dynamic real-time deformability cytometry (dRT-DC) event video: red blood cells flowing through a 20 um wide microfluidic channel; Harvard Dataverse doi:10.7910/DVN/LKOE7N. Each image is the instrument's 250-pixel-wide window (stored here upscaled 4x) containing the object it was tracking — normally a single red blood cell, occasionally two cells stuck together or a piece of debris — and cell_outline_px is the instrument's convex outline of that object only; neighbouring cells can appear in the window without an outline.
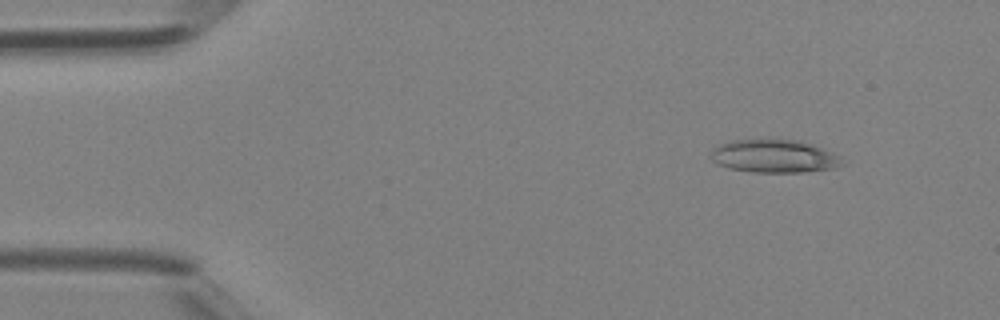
{"species": "Egyptian fruit bat (a non-hibernating species)", "species_latin": "Rousettus aegyptiacus", "temperature_condition": "room temperature", "stored_images_in_passage": 43, "camera_frame_rate_fps": 3000, "um_per_image_px": 0.085, "animal": {"sex": "female"}, "frame": {"image": 1, "passage_image": 5, "time_ms": 1.333, "image_size_px": [1000, 320], "cell_outline_px": [[844, 164], [836, 168], [804, 172], [752, 172], [728, 168], [712, 160], [712, 148], [720, 144], [732, 140], [760, 136], [800, 140], [812, 144], [840, 156]], "centroid_in_image_um": [65.8, 13.23], "position_along_channel_um": 19.2, "area_um2": 26.13}}
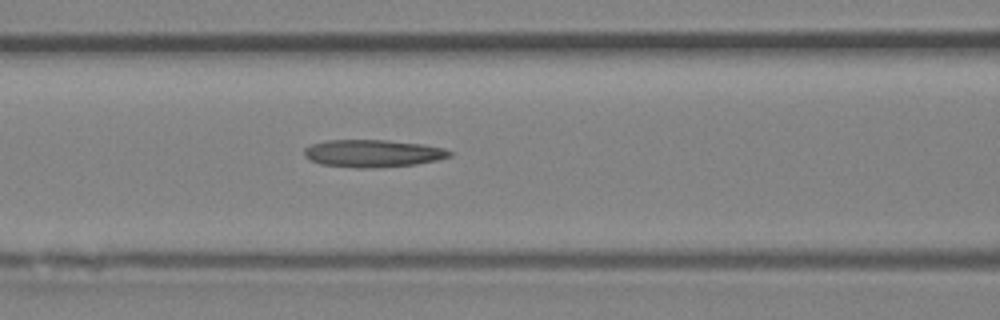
{"frame": {"image": 2, "passage_image": 18, "time_ms": 5.667, "image_size_px": [1000, 320], "cell_outline_px": [[452, 156], [436, 160], [416, 164], [376, 168], [356, 168], [320, 164], [308, 160], [304, 156], [304, 148], [312, 144], [328, 140], [384, 140], [424, 144], [444, 148], [452, 152]], "centroid_in_image_um": [31.67, 13.04], "position_along_channel_um": 134.9, "area_um2": 23.41}}
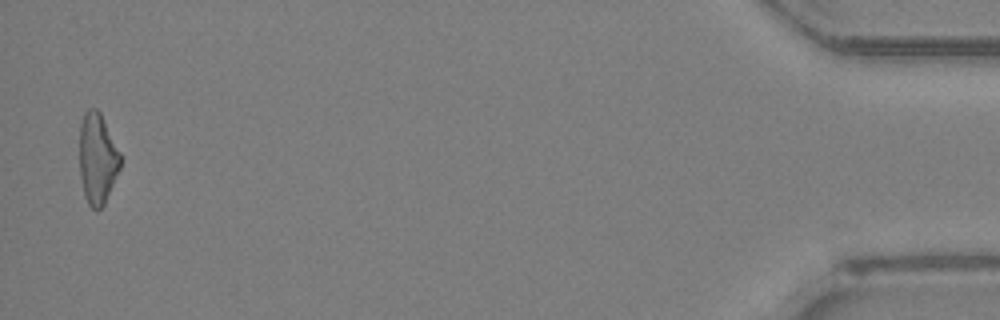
{"frame": {"image": 3, "passage_image": 42, "time_ms": 13.667, "image_size_px": [1000, 320], "cell_outline_px": [[120, 168], [104, 204], [96, 212], [88, 204], [84, 196], [80, 176], [80, 124], [84, 112], [88, 108], [96, 108], [100, 112], [120, 152]], "centroid_in_image_um": [8.27, 13.48], "position_along_channel_um": 426.9, "area_um2": 21.62}}